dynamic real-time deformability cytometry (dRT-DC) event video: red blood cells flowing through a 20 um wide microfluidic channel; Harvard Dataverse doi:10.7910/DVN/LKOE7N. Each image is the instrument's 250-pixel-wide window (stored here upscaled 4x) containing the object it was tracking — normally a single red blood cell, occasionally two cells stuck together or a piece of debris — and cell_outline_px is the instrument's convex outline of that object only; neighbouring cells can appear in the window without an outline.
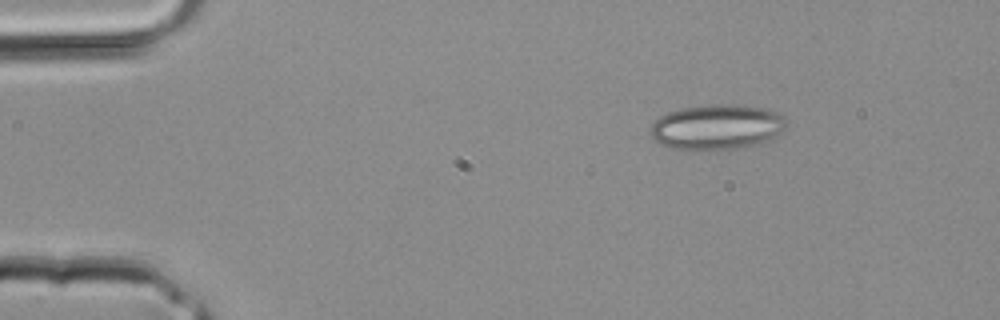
{"species": "common noctule bat (a hibernating species)", "species_latin": "Nyctalus noctula", "temperature_condition": "room temperature", "stored_images_in_passage": 2, "camera_frame_rate_fps": 3000, "um_per_image_px": 0.085, "animal": {"sex": "male", "body_mass_g": 20.4}, "frame": {"image": 1, "passage_image": 1, "time_ms": 0.0, "image_size_px": [1000, 320], "cell_outline_px": [[788, 124], [780, 132], [768, 140], [756, 144], [736, 148], [692, 152], [672, 148], [660, 144], [652, 140], [652, 124], [660, 116], [668, 112], [680, 108], [712, 104], [732, 104], [768, 108], [784, 116]], "centroid_in_image_um": [60.92, 10.81], "position_along_channel_um": 24.1, "area_um2": 36.24}}